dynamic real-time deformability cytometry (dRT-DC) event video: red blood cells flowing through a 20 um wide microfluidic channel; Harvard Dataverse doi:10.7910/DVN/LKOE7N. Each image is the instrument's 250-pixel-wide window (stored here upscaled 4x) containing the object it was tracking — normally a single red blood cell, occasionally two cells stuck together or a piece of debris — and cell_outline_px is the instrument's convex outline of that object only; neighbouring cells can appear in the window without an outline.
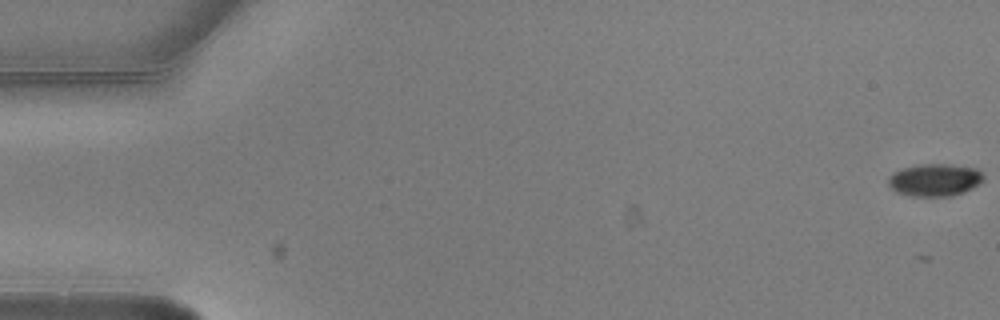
{"species": "common noctule bat (a hibernating species)", "species_latin": "Nyctalus noctula", "temperature_condition": "warm", "stored_images_in_passage": 4, "segment_of_instrument_passage": [2, 2], "camera_frame_rate_fps": 3000, "um_per_image_px": 0.085, "animal": {"sex": "male", "body_mass_g": 20.5, "forearm_length_mm": 52.5}, "frame": {"image": 1, "passage_image": 4, "time_ms": 1.0, "image_size_px": [1000, 320], "cell_outline_px": [[984, 180], [980, 184], [964, 192], [952, 196], [912, 196], [896, 192], [888, 184], [888, 176], [892, 172], [900, 168], [920, 164], [952, 164], [976, 168], [984, 176]], "centroid_in_image_um": [79.45, 15.28], "position_along_channel_um": 5.6, "area_um2": 18.26}}